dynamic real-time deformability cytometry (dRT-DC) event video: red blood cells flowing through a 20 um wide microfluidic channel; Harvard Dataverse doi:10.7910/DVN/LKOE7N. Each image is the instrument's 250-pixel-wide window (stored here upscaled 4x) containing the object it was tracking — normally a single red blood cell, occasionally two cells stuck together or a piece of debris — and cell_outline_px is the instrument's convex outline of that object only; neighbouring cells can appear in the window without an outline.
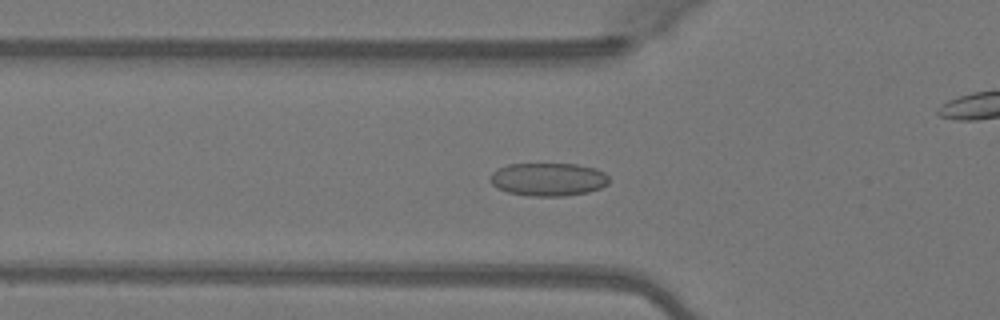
{"species": "Egyptian fruit bat (a non-hibernating species)", "species_latin": "Rousettus aegyptiacus", "temperature_condition": "warm", "stored_images_in_passage": 51, "camera_frame_rate_fps": 3000, "um_per_image_px": 0.085, "animal": {"sex": "female"}, "frame": {"image": 1, "passage_image": 17, "time_ms": 5.333, "image_size_px": [1000, 320], "cell_outline_px": [[608, 184], [600, 188], [588, 192], [564, 196], [528, 196], [508, 192], [496, 188], [488, 180], [488, 176], [492, 172], [508, 164], [576, 164], [596, 168], [604, 172], [608, 176]], "centroid_in_image_um": [46.57, 15.25], "position_along_channel_um": 79.2, "area_um2": 23.12}}
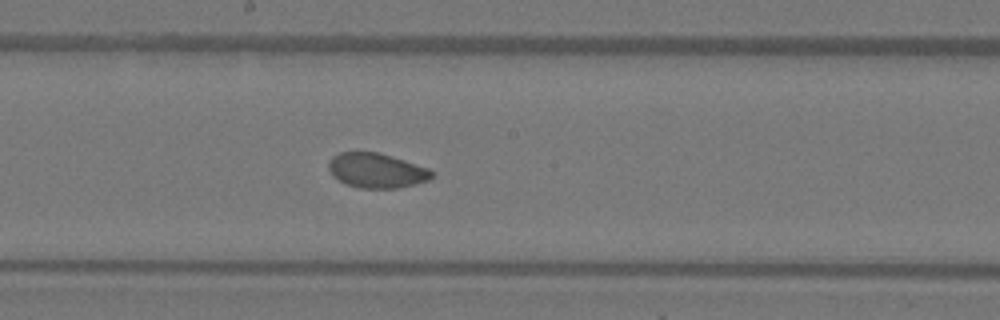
{"frame": {"image": 2, "passage_image": 27, "time_ms": 8.667, "image_size_px": [1000, 320], "cell_outline_px": [[436, 172], [428, 180], [396, 188], [360, 188], [348, 184], [332, 176], [328, 168], [328, 164], [332, 156], [340, 152], [380, 152], [428, 168]], "centroid_in_image_um": [31.99, 14.48], "position_along_channel_um": 216.2, "area_um2": 20.75}}
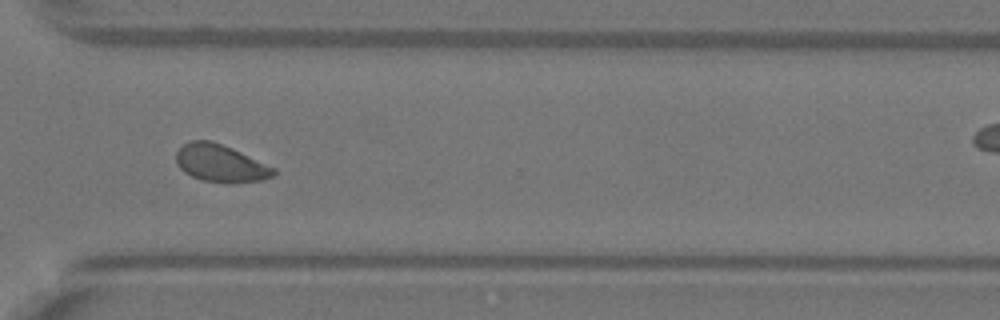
{"frame": {"image": 3, "passage_image": 37, "time_ms": 12.0, "image_size_px": [1000, 320], "cell_outline_px": [[276, 172], [272, 176], [264, 180], [228, 184], [200, 180], [184, 172], [176, 164], [176, 152], [184, 144], [192, 140], [212, 140], [232, 148], [276, 168]], "centroid_in_image_um": [18.75, 13.89], "position_along_channel_um": 351.9, "area_um2": 21.5}, "authors_computed_cell_mechanics": {"area_um2": 21.5016, "velocity_mm_per_s": 4.0821, "shape_relaxation_time_tau1_ms": 3.3727, "shape_relaxation_time_tau2_ms": 0.9858, "deformation_change_tau1": 0.0909, "deformation_change_tau2": 0.0474}}